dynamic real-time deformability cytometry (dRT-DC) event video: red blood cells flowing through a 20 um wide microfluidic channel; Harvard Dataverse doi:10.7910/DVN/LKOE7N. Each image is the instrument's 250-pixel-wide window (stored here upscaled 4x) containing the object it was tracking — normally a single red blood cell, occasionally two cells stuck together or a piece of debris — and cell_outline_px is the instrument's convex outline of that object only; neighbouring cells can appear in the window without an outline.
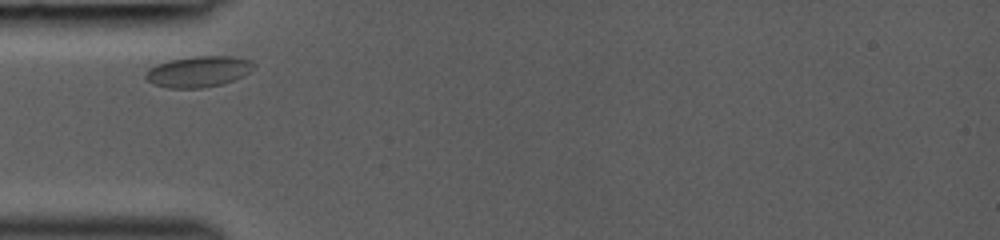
{"species": "common noctule bat (a hibernating species)", "species_latin": "Nyctalus noctula", "temperature_condition": "room temperature", "stored_images_in_passage": 2, "camera_frame_rate_fps": 3000, "um_per_image_px": 0.085, "animal": {"sex": "female", "body_mass_g": 19.0, "forearm_length_mm": 53.3}, "frame": {"image": 1, "passage_image": 1, "time_ms": 0.0, "image_size_px": [1000, 240], "cell_outline_px": [[252, 64], [248, 72], [244, 76], [220, 84], [200, 88], [168, 88], [156, 84], [148, 80], [144, 76], [148, 68], [156, 64], [168, 60], [196, 56], [232, 56], [252, 60]], "centroid_in_image_um": [16.82, 6.07], "position_along_channel_um": 68.2, "area_um2": 19.25}}